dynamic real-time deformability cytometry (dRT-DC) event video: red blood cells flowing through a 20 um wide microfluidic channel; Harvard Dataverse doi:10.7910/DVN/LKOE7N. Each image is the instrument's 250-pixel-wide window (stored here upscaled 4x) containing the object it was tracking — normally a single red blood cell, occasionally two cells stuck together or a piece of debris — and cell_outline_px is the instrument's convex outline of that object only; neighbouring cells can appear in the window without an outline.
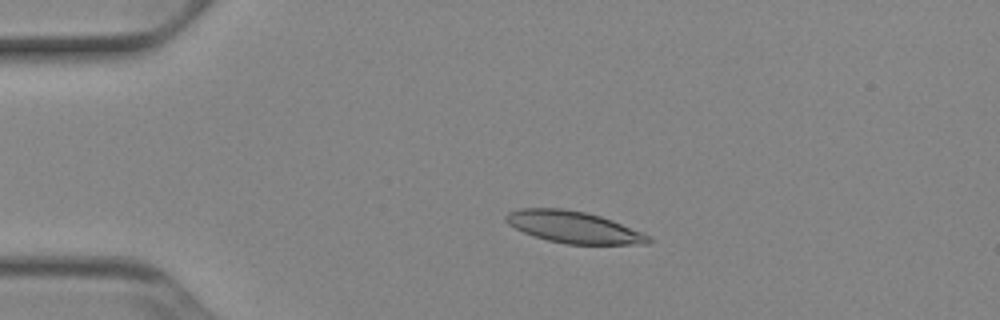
{"species": "Egyptian fruit bat (a non-hibernating species)", "species_latin": "Rousettus aegyptiacus", "temperature_condition": "cold", "stored_images_in_passage": 42, "camera_frame_rate_fps": 3000, "um_per_image_px": 0.085, "animal": {"sex": "female"}, "frame": {"image": 1, "passage_image": 1, "time_ms": 0.0, "image_size_px": [1000, 320], "cell_outline_px": [[652, 240], [648, 244], [568, 244], [548, 240], [524, 232], [508, 224], [504, 220], [504, 216], [508, 212], [520, 208], [564, 208], [584, 212], [600, 216], [612, 220], [640, 232], [648, 236]], "centroid_in_image_um": [48.71, 19.3], "position_along_channel_um": 36.3, "area_um2": 26.07}}
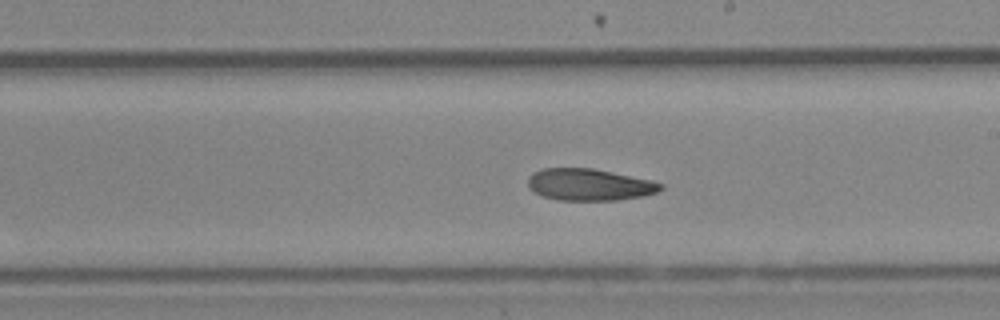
{"frame": {"image": 2, "passage_image": 20, "time_ms": 6.333, "image_size_px": [1000, 320], "cell_outline_px": [[664, 188], [656, 192], [640, 196], [616, 200], [560, 200], [544, 196], [528, 188], [528, 176], [532, 172], [544, 168], [592, 168], [652, 180], [664, 184]], "centroid_in_image_um": [50.08, 15.68], "position_along_channel_um": 238.9, "area_um2": 24.51}}
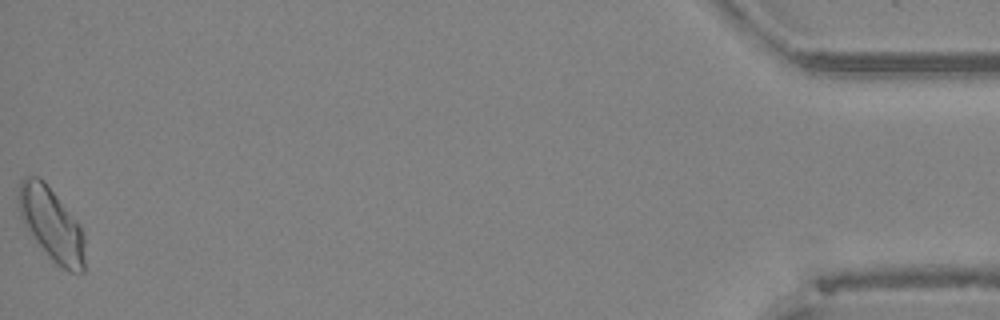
{"frame": {"image": 3, "passage_image": 42, "time_ms": 13.667, "image_size_px": [1000, 320], "cell_outline_px": [[84, 272], [72, 272], [56, 264], [52, 260], [36, 240], [24, 224], [20, 216], [20, 180], [24, 176], [36, 176], [44, 180], [80, 224], [84, 236]], "centroid_in_image_um": [4.41, 19.05], "position_along_channel_um": 430.8, "area_um2": 27.63}, "authors_computed_cell_mechanics": {"area_um2": 25.2008, "velocity_mm_per_s": 3.8765, "shape_relaxation_time_tau1_ms": 6.1602, "shape_relaxation_time_tau2_ms": 8.3217, "deformation_change_tau1": 0.1485, "deformation_change_tau2": 0.1729}}